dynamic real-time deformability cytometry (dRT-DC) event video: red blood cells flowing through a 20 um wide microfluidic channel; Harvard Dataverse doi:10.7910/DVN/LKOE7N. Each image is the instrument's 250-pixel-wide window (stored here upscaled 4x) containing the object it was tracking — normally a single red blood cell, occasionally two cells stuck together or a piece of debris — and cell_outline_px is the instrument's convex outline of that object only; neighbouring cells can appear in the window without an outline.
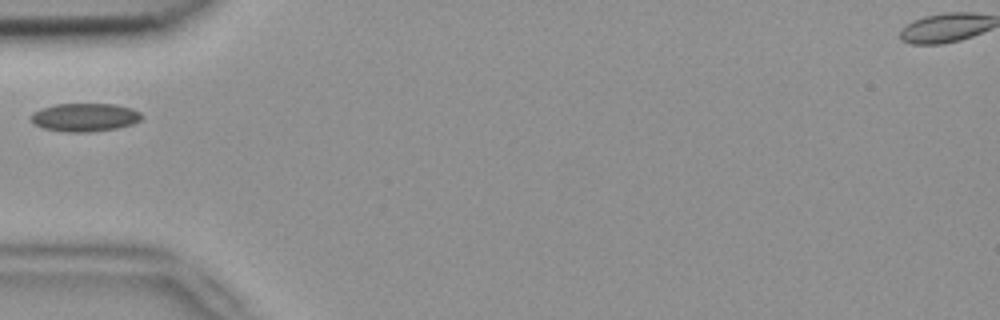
{"species": "common noctule bat (a hibernating species)", "species_latin": "Nyctalus noctula", "temperature_condition": "room temperature", "stored_images_in_passage": 3, "camera_frame_rate_fps": 3000, "um_per_image_px": 0.085, "animal": {"sex": "female", "body_mass_g": 18.4}, "frame": {"image": 1, "passage_image": 3, "time_ms": 0.667, "image_size_px": [1000, 320], "cell_outline_px": [[144, 116], [140, 120], [132, 124], [116, 128], [92, 132], [64, 132], [44, 128], [36, 124], [32, 120], [32, 112], [40, 108], [56, 104], [116, 104], [132, 108], [140, 112]], "centroid_in_image_um": [7.24, 9.97], "position_along_channel_um": 77.8, "area_um2": 18.26}}